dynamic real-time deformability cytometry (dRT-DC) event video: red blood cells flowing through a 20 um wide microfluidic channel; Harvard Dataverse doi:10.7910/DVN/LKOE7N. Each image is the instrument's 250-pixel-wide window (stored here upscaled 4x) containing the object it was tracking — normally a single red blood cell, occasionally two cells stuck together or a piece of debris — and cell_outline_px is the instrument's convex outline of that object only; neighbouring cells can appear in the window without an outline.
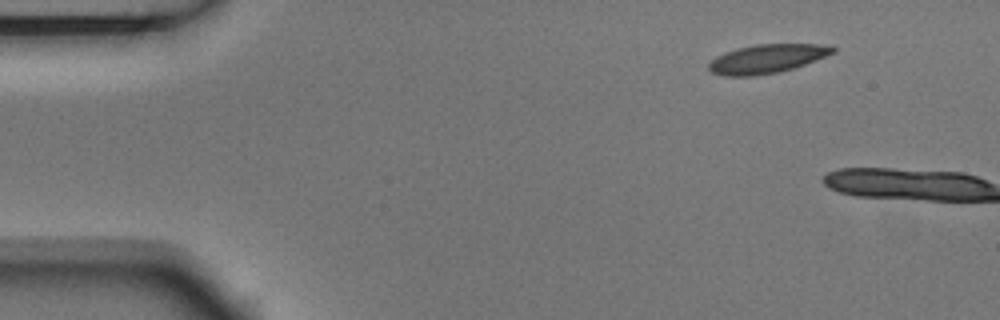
{"species": "Egyptian fruit bat (a non-hibernating species)", "species_latin": "Rousettus aegyptiacus", "temperature_condition": "room temperature", "stored_images_in_passage": 2, "camera_frame_rate_fps": 3000, "um_per_image_px": 0.085, "animal": {"sex": "male"}, "frame": {"image": 1, "passage_image": 1, "time_ms": 0.0, "image_size_px": [1000, 320], "cell_outline_px": [[836, 52], [804, 64], [780, 72], [752, 76], [724, 76], [712, 72], [708, 68], [708, 64], [716, 56], [724, 52], [736, 48], [756, 44], [820, 44], [836, 48]], "centroid_in_image_um": [65.15, 4.99], "position_along_channel_um": 19.8, "area_um2": 20.75}}